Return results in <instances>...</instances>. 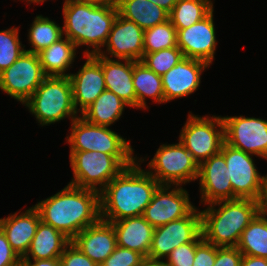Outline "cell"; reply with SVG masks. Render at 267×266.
I'll return each mask as SVG.
<instances>
[{"instance_id":"1","label":"cell","mask_w":267,"mask_h":266,"mask_svg":"<svg viewBox=\"0 0 267 266\" xmlns=\"http://www.w3.org/2000/svg\"><path fill=\"white\" fill-rule=\"evenodd\" d=\"M143 157L126 167L100 192V217L106 222L142 216L159 182L141 168Z\"/></svg>"},{"instance_id":"2","label":"cell","mask_w":267,"mask_h":266,"mask_svg":"<svg viewBox=\"0 0 267 266\" xmlns=\"http://www.w3.org/2000/svg\"><path fill=\"white\" fill-rule=\"evenodd\" d=\"M41 220L72 240L100 219V193L67 184L56 194L34 205Z\"/></svg>"},{"instance_id":"3","label":"cell","mask_w":267,"mask_h":266,"mask_svg":"<svg viewBox=\"0 0 267 266\" xmlns=\"http://www.w3.org/2000/svg\"><path fill=\"white\" fill-rule=\"evenodd\" d=\"M62 12L63 36L78 49L88 47L83 51L84 56L95 55L102 50L118 15L117 7L94 5L84 0H65Z\"/></svg>"},{"instance_id":"4","label":"cell","mask_w":267,"mask_h":266,"mask_svg":"<svg viewBox=\"0 0 267 266\" xmlns=\"http://www.w3.org/2000/svg\"><path fill=\"white\" fill-rule=\"evenodd\" d=\"M200 211L202 236L218 247H237L241 233L259 213V203L253 199L213 202Z\"/></svg>"},{"instance_id":"5","label":"cell","mask_w":267,"mask_h":266,"mask_svg":"<svg viewBox=\"0 0 267 266\" xmlns=\"http://www.w3.org/2000/svg\"><path fill=\"white\" fill-rule=\"evenodd\" d=\"M23 105L41 127L66 118L72 122L79 116L73 105L72 87L68 76H47Z\"/></svg>"},{"instance_id":"6","label":"cell","mask_w":267,"mask_h":266,"mask_svg":"<svg viewBox=\"0 0 267 266\" xmlns=\"http://www.w3.org/2000/svg\"><path fill=\"white\" fill-rule=\"evenodd\" d=\"M71 123L70 135L66 136L70 151H99L116 156L126 167L136 160L130 140L124 139L109 127L87 122L78 116Z\"/></svg>"},{"instance_id":"7","label":"cell","mask_w":267,"mask_h":266,"mask_svg":"<svg viewBox=\"0 0 267 266\" xmlns=\"http://www.w3.org/2000/svg\"><path fill=\"white\" fill-rule=\"evenodd\" d=\"M73 178L69 184L101 192L126 166L114 155L99 151H70Z\"/></svg>"},{"instance_id":"8","label":"cell","mask_w":267,"mask_h":266,"mask_svg":"<svg viewBox=\"0 0 267 266\" xmlns=\"http://www.w3.org/2000/svg\"><path fill=\"white\" fill-rule=\"evenodd\" d=\"M200 165L220 152L225 142V127L222 116L212 117L188 114L179 140Z\"/></svg>"},{"instance_id":"9","label":"cell","mask_w":267,"mask_h":266,"mask_svg":"<svg viewBox=\"0 0 267 266\" xmlns=\"http://www.w3.org/2000/svg\"><path fill=\"white\" fill-rule=\"evenodd\" d=\"M145 169L160 185H179L197 180L199 165L179 141L162 144Z\"/></svg>"},{"instance_id":"10","label":"cell","mask_w":267,"mask_h":266,"mask_svg":"<svg viewBox=\"0 0 267 266\" xmlns=\"http://www.w3.org/2000/svg\"><path fill=\"white\" fill-rule=\"evenodd\" d=\"M220 152L224 155L232 185V200L253 199L258 201L267 174L261 173L254 163L252 154L234 148L224 142Z\"/></svg>"},{"instance_id":"11","label":"cell","mask_w":267,"mask_h":266,"mask_svg":"<svg viewBox=\"0 0 267 266\" xmlns=\"http://www.w3.org/2000/svg\"><path fill=\"white\" fill-rule=\"evenodd\" d=\"M46 77L38 54L25 51L0 73V90L23 105Z\"/></svg>"},{"instance_id":"12","label":"cell","mask_w":267,"mask_h":266,"mask_svg":"<svg viewBox=\"0 0 267 266\" xmlns=\"http://www.w3.org/2000/svg\"><path fill=\"white\" fill-rule=\"evenodd\" d=\"M201 233V213L195 207L187 216L154 229L148 259L164 261L173 249L193 242Z\"/></svg>"},{"instance_id":"13","label":"cell","mask_w":267,"mask_h":266,"mask_svg":"<svg viewBox=\"0 0 267 266\" xmlns=\"http://www.w3.org/2000/svg\"><path fill=\"white\" fill-rule=\"evenodd\" d=\"M222 118L227 144L267 160V120L243 115Z\"/></svg>"},{"instance_id":"14","label":"cell","mask_w":267,"mask_h":266,"mask_svg":"<svg viewBox=\"0 0 267 266\" xmlns=\"http://www.w3.org/2000/svg\"><path fill=\"white\" fill-rule=\"evenodd\" d=\"M188 193L179 185H159L142 216L154 228L183 218L195 208Z\"/></svg>"},{"instance_id":"15","label":"cell","mask_w":267,"mask_h":266,"mask_svg":"<svg viewBox=\"0 0 267 266\" xmlns=\"http://www.w3.org/2000/svg\"><path fill=\"white\" fill-rule=\"evenodd\" d=\"M143 38L144 30L141 27L118 14L103 46L106 50L98 54L111 59L141 61L144 56Z\"/></svg>"},{"instance_id":"16","label":"cell","mask_w":267,"mask_h":266,"mask_svg":"<svg viewBox=\"0 0 267 266\" xmlns=\"http://www.w3.org/2000/svg\"><path fill=\"white\" fill-rule=\"evenodd\" d=\"M214 9L201 21L177 30V46L186 58L198 59L212 65L217 48Z\"/></svg>"},{"instance_id":"17","label":"cell","mask_w":267,"mask_h":266,"mask_svg":"<svg viewBox=\"0 0 267 266\" xmlns=\"http://www.w3.org/2000/svg\"><path fill=\"white\" fill-rule=\"evenodd\" d=\"M83 58H86V61L82 68L77 73L70 72L68 76L72 87L73 105L78 114L106 90L101 55H83Z\"/></svg>"},{"instance_id":"18","label":"cell","mask_w":267,"mask_h":266,"mask_svg":"<svg viewBox=\"0 0 267 266\" xmlns=\"http://www.w3.org/2000/svg\"><path fill=\"white\" fill-rule=\"evenodd\" d=\"M210 65L198 59L184 57L161 76L165 103L185 98L199 89L201 75Z\"/></svg>"},{"instance_id":"19","label":"cell","mask_w":267,"mask_h":266,"mask_svg":"<svg viewBox=\"0 0 267 266\" xmlns=\"http://www.w3.org/2000/svg\"><path fill=\"white\" fill-rule=\"evenodd\" d=\"M199 192L203 205L232 200V185L224 155L219 152L199 165Z\"/></svg>"},{"instance_id":"20","label":"cell","mask_w":267,"mask_h":266,"mask_svg":"<svg viewBox=\"0 0 267 266\" xmlns=\"http://www.w3.org/2000/svg\"><path fill=\"white\" fill-rule=\"evenodd\" d=\"M71 242L97 265L104 262L117 247L113 225L101 219L78 233Z\"/></svg>"},{"instance_id":"21","label":"cell","mask_w":267,"mask_h":266,"mask_svg":"<svg viewBox=\"0 0 267 266\" xmlns=\"http://www.w3.org/2000/svg\"><path fill=\"white\" fill-rule=\"evenodd\" d=\"M40 220L39 211L34 205L24 212L20 210L9 214L8 217L0 218V228L20 258L28 252Z\"/></svg>"},{"instance_id":"22","label":"cell","mask_w":267,"mask_h":266,"mask_svg":"<svg viewBox=\"0 0 267 266\" xmlns=\"http://www.w3.org/2000/svg\"><path fill=\"white\" fill-rule=\"evenodd\" d=\"M106 90L112 91L130 108H136V93L133 86V61L111 59L101 56Z\"/></svg>"},{"instance_id":"23","label":"cell","mask_w":267,"mask_h":266,"mask_svg":"<svg viewBox=\"0 0 267 266\" xmlns=\"http://www.w3.org/2000/svg\"><path fill=\"white\" fill-rule=\"evenodd\" d=\"M109 223L115 229L117 246L137 251L148 258L155 228L143 216L124 218Z\"/></svg>"},{"instance_id":"24","label":"cell","mask_w":267,"mask_h":266,"mask_svg":"<svg viewBox=\"0 0 267 266\" xmlns=\"http://www.w3.org/2000/svg\"><path fill=\"white\" fill-rule=\"evenodd\" d=\"M70 242L62 232L40 220L29 250L21 260L60 258Z\"/></svg>"},{"instance_id":"25","label":"cell","mask_w":267,"mask_h":266,"mask_svg":"<svg viewBox=\"0 0 267 266\" xmlns=\"http://www.w3.org/2000/svg\"><path fill=\"white\" fill-rule=\"evenodd\" d=\"M37 54L46 76H69L70 73L67 71L74 64L77 46L63 36Z\"/></svg>"},{"instance_id":"26","label":"cell","mask_w":267,"mask_h":266,"mask_svg":"<svg viewBox=\"0 0 267 266\" xmlns=\"http://www.w3.org/2000/svg\"><path fill=\"white\" fill-rule=\"evenodd\" d=\"M133 86L136 93V109H148L147 99L156 104L165 103L162 78L141 61H133Z\"/></svg>"},{"instance_id":"27","label":"cell","mask_w":267,"mask_h":266,"mask_svg":"<svg viewBox=\"0 0 267 266\" xmlns=\"http://www.w3.org/2000/svg\"><path fill=\"white\" fill-rule=\"evenodd\" d=\"M127 106L129 107V105L115 93L104 90L80 116L89 123L110 127L121 119L120 117Z\"/></svg>"},{"instance_id":"28","label":"cell","mask_w":267,"mask_h":266,"mask_svg":"<svg viewBox=\"0 0 267 266\" xmlns=\"http://www.w3.org/2000/svg\"><path fill=\"white\" fill-rule=\"evenodd\" d=\"M118 14L143 30L169 20V13L149 0H119Z\"/></svg>"},{"instance_id":"29","label":"cell","mask_w":267,"mask_h":266,"mask_svg":"<svg viewBox=\"0 0 267 266\" xmlns=\"http://www.w3.org/2000/svg\"><path fill=\"white\" fill-rule=\"evenodd\" d=\"M237 248L243 255L267 258V218L258 213L241 233Z\"/></svg>"},{"instance_id":"30","label":"cell","mask_w":267,"mask_h":266,"mask_svg":"<svg viewBox=\"0 0 267 266\" xmlns=\"http://www.w3.org/2000/svg\"><path fill=\"white\" fill-rule=\"evenodd\" d=\"M213 0H177L169 20L176 29H185L201 21L213 9Z\"/></svg>"},{"instance_id":"31","label":"cell","mask_w":267,"mask_h":266,"mask_svg":"<svg viewBox=\"0 0 267 266\" xmlns=\"http://www.w3.org/2000/svg\"><path fill=\"white\" fill-rule=\"evenodd\" d=\"M28 31V42L32 46L27 49L30 53H39L44 48L63 37V28L47 16L36 15Z\"/></svg>"},{"instance_id":"32","label":"cell","mask_w":267,"mask_h":266,"mask_svg":"<svg viewBox=\"0 0 267 266\" xmlns=\"http://www.w3.org/2000/svg\"><path fill=\"white\" fill-rule=\"evenodd\" d=\"M144 53H152L162 49H169L177 46V30L167 20L164 23L155 25L144 30Z\"/></svg>"},{"instance_id":"33","label":"cell","mask_w":267,"mask_h":266,"mask_svg":"<svg viewBox=\"0 0 267 266\" xmlns=\"http://www.w3.org/2000/svg\"><path fill=\"white\" fill-rule=\"evenodd\" d=\"M19 31L18 27L0 31V73L26 51L25 45L20 41Z\"/></svg>"},{"instance_id":"34","label":"cell","mask_w":267,"mask_h":266,"mask_svg":"<svg viewBox=\"0 0 267 266\" xmlns=\"http://www.w3.org/2000/svg\"><path fill=\"white\" fill-rule=\"evenodd\" d=\"M183 58L181 49L176 46L152 53H144L141 62L157 75L162 76Z\"/></svg>"},{"instance_id":"35","label":"cell","mask_w":267,"mask_h":266,"mask_svg":"<svg viewBox=\"0 0 267 266\" xmlns=\"http://www.w3.org/2000/svg\"><path fill=\"white\" fill-rule=\"evenodd\" d=\"M202 233L190 243L180 245L164 260L167 266H192L195 258L196 247L203 241Z\"/></svg>"},{"instance_id":"36","label":"cell","mask_w":267,"mask_h":266,"mask_svg":"<svg viewBox=\"0 0 267 266\" xmlns=\"http://www.w3.org/2000/svg\"><path fill=\"white\" fill-rule=\"evenodd\" d=\"M146 258L137 251L117 246L99 266H141Z\"/></svg>"},{"instance_id":"37","label":"cell","mask_w":267,"mask_h":266,"mask_svg":"<svg viewBox=\"0 0 267 266\" xmlns=\"http://www.w3.org/2000/svg\"><path fill=\"white\" fill-rule=\"evenodd\" d=\"M61 266H99L70 242L60 256Z\"/></svg>"},{"instance_id":"38","label":"cell","mask_w":267,"mask_h":266,"mask_svg":"<svg viewBox=\"0 0 267 266\" xmlns=\"http://www.w3.org/2000/svg\"><path fill=\"white\" fill-rule=\"evenodd\" d=\"M242 256L237 247L216 246V260L213 266H240Z\"/></svg>"},{"instance_id":"39","label":"cell","mask_w":267,"mask_h":266,"mask_svg":"<svg viewBox=\"0 0 267 266\" xmlns=\"http://www.w3.org/2000/svg\"><path fill=\"white\" fill-rule=\"evenodd\" d=\"M216 260V246L203 240L197 247L192 266H213Z\"/></svg>"},{"instance_id":"40","label":"cell","mask_w":267,"mask_h":266,"mask_svg":"<svg viewBox=\"0 0 267 266\" xmlns=\"http://www.w3.org/2000/svg\"><path fill=\"white\" fill-rule=\"evenodd\" d=\"M21 258L12 249L6 235L0 228V266H19Z\"/></svg>"},{"instance_id":"41","label":"cell","mask_w":267,"mask_h":266,"mask_svg":"<svg viewBox=\"0 0 267 266\" xmlns=\"http://www.w3.org/2000/svg\"><path fill=\"white\" fill-rule=\"evenodd\" d=\"M19 266H61L60 258L41 260H21Z\"/></svg>"},{"instance_id":"42","label":"cell","mask_w":267,"mask_h":266,"mask_svg":"<svg viewBox=\"0 0 267 266\" xmlns=\"http://www.w3.org/2000/svg\"><path fill=\"white\" fill-rule=\"evenodd\" d=\"M240 266H267V258L243 255Z\"/></svg>"},{"instance_id":"43","label":"cell","mask_w":267,"mask_h":266,"mask_svg":"<svg viewBox=\"0 0 267 266\" xmlns=\"http://www.w3.org/2000/svg\"><path fill=\"white\" fill-rule=\"evenodd\" d=\"M258 203H259V213L265 218H267V177L265 179V183L262 188Z\"/></svg>"},{"instance_id":"44","label":"cell","mask_w":267,"mask_h":266,"mask_svg":"<svg viewBox=\"0 0 267 266\" xmlns=\"http://www.w3.org/2000/svg\"><path fill=\"white\" fill-rule=\"evenodd\" d=\"M149 1L153 2L154 4H157L168 13L172 11L175 4L177 3V0H149Z\"/></svg>"},{"instance_id":"45","label":"cell","mask_w":267,"mask_h":266,"mask_svg":"<svg viewBox=\"0 0 267 266\" xmlns=\"http://www.w3.org/2000/svg\"><path fill=\"white\" fill-rule=\"evenodd\" d=\"M94 5L117 7L119 0H84Z\"/></svg>"},{"instance_id":"46","label":"cell","mask_w":267,"mask_h":266,"mask_svg":"<svg viewBox=\"0 0 267 266\" xmlns=\"http://www.w3.org/2000/svg\"><path fill=\"white\" fill-rule=\"evenodd\" d=\"M141 266H167V264L164 261L160 260H151L146 258Z\"/></svg>"},{"instance_id":"47","label":"cell","mask_w":267,"mask_h":266,"mask_svg":"<svg viewBox=\"0 0 267 266\" xmlns=\"http://www.w3.org/2000/svg\"><path fill=\"white\" fill-rule=\"evenodd\" d=\"M21 1V0H20ZM22 1H25V2H27V4L29 3V4H40V3H44L45 1H47V0H22Z\"/></svg>"}]
</instances>
